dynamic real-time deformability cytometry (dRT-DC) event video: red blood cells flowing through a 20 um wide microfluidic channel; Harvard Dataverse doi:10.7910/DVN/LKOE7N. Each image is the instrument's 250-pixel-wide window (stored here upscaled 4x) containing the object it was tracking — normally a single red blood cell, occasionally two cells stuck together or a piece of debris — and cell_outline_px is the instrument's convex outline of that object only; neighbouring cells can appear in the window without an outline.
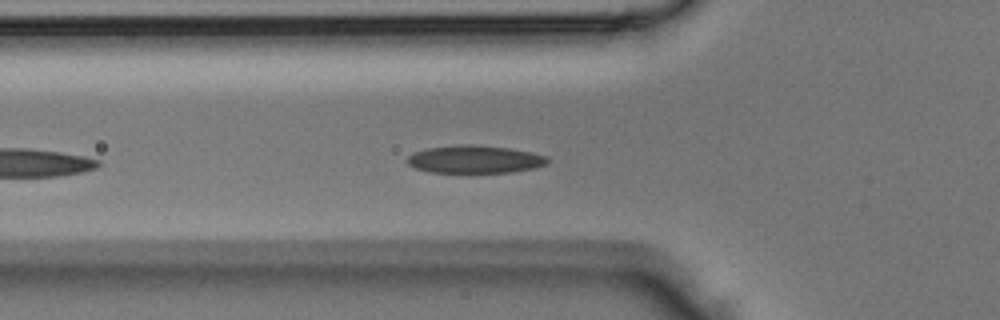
{"species": "Egyptian fruit bat (a non-hibernating species)", "species_latin": "Rousettus aegyptiacus", "temperature_condition": "room temperature", "stored_images_in_passage": 27, "camera_frame_rate_fps": 3000, "um_per_image_px": 0.085, "animal": {"sex": "male"}, "frame": {"image": 1, "passage_image": 5, "time_ms": 1.333, "image_size_px": [1000, 320], "cell_outline_px": [[548, 160], [544, 164], [532, 168], [512, 172], [432, 172], [416, 168], [408, 164], [408, 156], [412, 152], [424, 148], [460, 144], [472, 144], [508, 148], [548, 156]], "centroid_in_image_um": [40.3, 13.53], "position_along_channel_um": 85.5, "area_um2": 22.48}}